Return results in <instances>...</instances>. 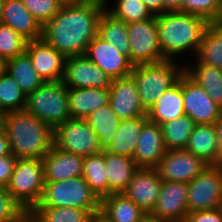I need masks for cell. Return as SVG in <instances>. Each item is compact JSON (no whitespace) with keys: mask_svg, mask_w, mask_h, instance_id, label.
<instances>
[{"mask_svg":"<svg viewBox=\"0 0 222 222\" xmlns=\"http://www.w3.org/2000/svg\"><path fill=\"white\" fill-rule=\"evenodd\" d=\"M105 9L90 0L65 2L58 14L42 27V40L66 58L85 55L89 43L98 35Z\"/></svg>","mask_w":222,"mask_h":222,"instance_id":"6da1fadb","label":"cell"},{"mask_svg":"<svg viewBox=\"0 0 222 222\" xmlns=\"http://www.w3.org/2000/svg\"><path fill=\"white\" fill-rule=\"evenodd\" d=\"M3 130L17 159H43L54 146V129L26 110L6 113Z\"/></svg>","mask_w":222,"mask_h":222,"instance_id":"7a4b0ae2","label":"cell"},{"mask_svg":"<svg viewBox=\"0 0 222 222\" xmlns=\"http://www.w3.org/2000/svg\"><path fill=\"white\" fill-rule=\"evenodd\" d=\"M159 43L166 60L188 51L195 55L200 48L209 21L201 16L180 11L163 12L156 15Z\"/></svg>","mask_w":222,"mask_h":222,"instance_id":"3957f363","label":"cell"},{"mask_svg":"<svg viewBox=\"0 0 222 222\" xmlns=\"http://www.w3.org/2000/svg\"><path fill=\"white\" fill-rule=\"evenodd\" d=\"M184 73L175 60L134 65L131 77L135 80L143 108L148 111L164 92Z\"/></svg>","mask_w":222,"mask_h":222,"instance_id":"277c9868","label":"cell"},{"mask_svg":"<svg viewBox=\"0 0 222 222\" xmlns=\"http://www.w3.org/2000/svg\"><path fill=\"white\" fill-rule=\"evenodd\" d=\"M24 110L55 129L71 118L68 88L62 81H45L26 95Z\"/></svg>","mask_w":222,"mask_h":222,"instance_id":"5b68a950","label":"cell"},{"mask_svg":"<svg viewBox=\"0 0 222 222\" xmlns=\"http://www.w3.org/2000/svg\"><path fill=\"white\" fill-rule=\"evenodd\" d=\"M35 207H72L100 212V199L82 176L45 183L39 203Z\"/></svg>","mask_w":222,"mask_h":222,"instance_id":"8992f818","label":"cell"},{"mask_svg":"<svg viewBox=\"0 0 222 222\" xmlns=\"http://www.w3.org/2000/svg\"><path fill=\"white\" fill-rule=\"evenodd\" d=\"M44 184L42 159H17L6 188L29 213L39 203Z\"/></svg>","mask_w":222,"mask_h":222,"instance_id":"52a82bcc","label":"cell"},{"mask_svg":"<svg viewBox=\"0 0 222 222\" xmlns=\"http://www.w3.org/2000/svg\"><path fill=\"white\" fill-rule=\"evenodd\" d=\"M129 60L133 65L166 60L159 43L156 15L150 19L127 24Z\"/></svg>","mask_w":222,"mask_h":222,"instance_id":"ba28073f","label":"cell"},{"mask_svg":"<svg viewBox=\"0 0 222 222\" xmlns=\"http://www.w3.org/2000/svg\"><path fill=\"white\" fill-rule=\"evenodd\" d=\"M54 146L82 157L100 152L99 137L81 118H70L54 129Z\"/></svg>","mask_w":222,"mask_h":222,"instance_id":"9c48e42d","label":"cell"},{"mask_svg":"<svg viewBox=\"0 0 222 222\" xmlns=\"http://www.w3.org/2000/svg\"><path fill=\"white\" fill-rule=\"evenodd\" d=\"M188 212L222 207V170L209 165L188 183Z\"/></svg>","mask_w":222,"mask_h":222,"instance_id":"30bf717a","label":"cell"},{"mask_svg":"<svg viewBox=\"0 0 222 222\" xmlns=\"http://www.w3.org/2000/svg\"><path fill=\"white\" fill-rule=\"evenodd\" d=\"M182 97L184 113L195 124H216L221 118V105L185 73L182 74Z\"/></svg>","mask_w":222,"mask_h":222,"instance_id":"8fae6325","label":"cell"},{"mask_svg":"<svg viewBox=\"0 0 222 222\" xmlns=\"http://www.w3.org/2000/svg\"><path fill=\"white\" fill-rule=\"evenodd\" d=\"M209 165L186 149L167 150L155 167L163 181L189 183Z\"/></svg>","mask_w":222,"mask_h":222,"instance_id":"7c38bea8","label":"cell"},{"mask_svg":"<svg viewBox=\"0 0 222 222\" xmlns=\"http://www.w3.org/2000/svg\"><path fill=\"white\" fill-rule=\"evenodd\" d=\"M85 55L111 80L129 77L134 67L127 55L99 35L89 43Z\"/></svg>","mask_w":222,"mask_h":222,"instance_id":"4fadbf2b","label":"cell"},{"mask_svg":"<svg viewBox=\"0 0 222 222\" xmlns=\"http://www.w3.org/2000/svg\"><path fill=\"white\" fill-rule=\"evenodd\" d=\"M63 84L67 88H110L111 79L86 55L67 57Z\"/></svg>","mask_w":222,"mask_h":222,"instance_id":"5bb4252c","label":"cell"},{"mask_svg":"<svg viewBox=\"0 0 222 222\" xmlns=\"http://www.w3.org/2000/svg\"><path fill=\"white\" fill-rule=\"evenodd\" d=\"M188 183L163 181L159 197L152 216L169 222H185L187 207Z\"/></svg>","mask_w":222,"mask_h":222,"instance_id":"9a60e30c","label":"cell"},{"mask_svg":"<svg viewBox=\"0 0 222 222\" xmlns=\"http://www.w3.org/2000/svg\"><path fill=\"white\" fill-rule=\"evenodd\" d=\"M162 182L155 168H139L123 194L146 213H151L159 197Z\"/></svg>","mask_w":222,"mask_h":222,"instance_id":"2e32d148","label":"cell"},{"mask_svg":"<svg viewBox=\"0 0 222 222\" xmlns=\"http://www.w3.org/2000/svg\"><path fill=\"white\" fill-rule=\"evenodd\" d=\"M109 103L120 120L147 116L135 80L129 76L111 80Z\"/></svg>","mask_w":222,"mask_h":222,"instance_id":"e0dca14e","label":"cell"},{"mask_svg":"<svg viewBox=\"0 0 222 222\" xmlns=\"http://www.w3.org/2000/svg\"><path fill=\"white\" fill-rule=\"evenodd\" d=\"M26 53L44 81H62L66 57L42 39L28 41Z\"/></svg>","mask_w":222,"mask_h":222,"instance_id":"ac0fdd59","label":"cell"},{"mask_svg":"<svg viewBox=\"0 0 222 222\" xmlns=\"http://www.w3.org/2000/svg\"><path fill=\"white\" fill-rule=\"evenodd\" d=\"M166 151L161 125L148 119L137 142L134 161L139 168H155Z\"/></svg>","mask_w":222,"mask_h":222,"instance_id":"d6986e66","label":"cell"},{"mask_svg":"<svg viewBox=\"0 0 222 222\" xmlns=\"http://www.w3.org/2000/svg\"><path fill=\"white\" fill-rule=\"evenodd\" d=\"M45 183L67 180L83 175L84 157L53 146L42 159Z\"/></svg>","mask_w":222,"mask_h":222,"instance_id":"ffe728a7","label":"cell"},{"mask_svg":"<svg viewBox=\"0 0 222 222\" xmlns=\"http://www.w3.org/2000/svg\"><path fill=\"white\" fill-rule=\"evenodd\" d=\"M2 23L12 27L28 41L42 39V26L21 0H5Z\"/></svg>","mask_w":222,"mask_h":222,"instance_id":"44dd1931","label":"cell"},{"mask_svg":"<svg viewBox=\"0 0 222 222\" xmlns=\"http://www.w3.org/2000/svg\"><path fill=\"white\" fill-rule=\"evenodd\" d=\"M110 89L68 88V105L72 118L85 119L89 114L109 104Z\"/></svg>","mask_w":222,"mask_h":222,"instance_id":"7402d4cb","label":"cell"},{"mask_svg":"<svg viewBox=\"0 0 222 222\" xmlns=\"http://www.w3.org/2000/svg\"><path fill=\"white\" fill-rule=\"evenodd\" d=\"M104 161L108 178V195L123 193L139 167L131 157L114 155L106 151H104Z\"/></svg>","mask_w":222,"mask_h":222,"instance_id":"603a6c76","label":"cell"},{"mask_svg":"<svg viewBox=\"0 0 222 222\" xmlns=\"http://www.w3.org/2000/svg\"><path fill=\"white\" fill-rule=\"evenodd\" d=\"M185 115L182 97V75L147 111L148 119L159 125Z\"/></svg>","mask_w":222,"mask_h":222,"instance_id":"cb8c5ba5","label":"cell"},{"mask_svg":"<svg viewBox=\"0 0 222 222\" xmlns=\"http://www.w3.org/2000/svg\"><path fill=\"white\" fill-rule=\"evenodd\" d=\"M147 120L148 116H137L121 120L112 143L106 152L133 158L143 125Z\"/></svg>","mask_w":222,"mask_h":222,"instance_id":"d4e9b609","label":"cell"},{"mask_svg":"<svg viewBox=\"0 0 222 222\" xmlns=\"http://www.w3.org/2000/svg\"><path fill=\"white\" fill-rule=\"evenodd\" d=\"M110 222H140L147 214L123 193L100 199V212Z\"/></svg>","mask_w":222,"mask_h":222,"instance_id":"484cf974","label":"cell"},{"mask_svg":"<svg viewBox=\"0 0 222 222\" xmlns=\"http://www.w3.org/2000/svg\"><path fill=\"white\" fill-rule=\"evenodd\" d=\"M186 150L208 165H218L219 152L215 124H196Z\"/></svg>","mask_w":222,"mask_h":222,"instance_id":"4316f807","label":"cell"},{"mask_svg":"<svg viewBox=\"0 0 222 222\" xmlns=\"http://www.w3.org/2000/svg\"><path fill=\"white\" fill-rule=\"evenodd\" d=\"M85 120L90 128L98 135L100 150L106 151L112 143L121 121L115 114L110 103L96 109L89 114Z\"/></svg>","mask_w":222,"mask_h":222,"instance_id":"83f0119b","label":"cell"},{"mask_svg":"<svg viewBox=\"0 0 222 222\" xmlns=\"http://www.w3.org/2000/svg\"><path fill=\"white\" fill-rule=\"evenodd\" d=\"M196 62L193 68L184 66V73L222 106V69Z\"/></svg>","mask_w":222,"mask_h":222,"instance_id":"f1b7e54d","label":"cell"},{"mask_svg":"<svg viewBox=\"0 0 222 222\" xmlns=\"http://www.w3.org/2000/svg\"><path fill=\"white\" fill-rule=\"evenodd\" d=\"M7 72L26 95L35 91L45 82L33 67L32 60L26 52L8 60Z\"/></svg>","mask_w":222,"mask_h":222,"instance_id":"f546056e","label":"cell"},{"mask_svg":"<svg viewBox=\"0 0 222 222\" xmlns=\"http://www.w3.org/2000/svg\"><path fill=\"white\" fill-rule=\"evenodd\" d=\"M196 56L200 63L222 69V24L209 23Z\"/></svg>","mask_w":222,"mask_h":222,"instance_id":"4dcf8cb0","label":"cell"},{"mask_svg":"<svg viewBox=\"0 0 222 222\" xmlns=\"http://www.w3.org/2000/svg\"><path fill=\"white\" fill-rule=\"evenodd\" d=\"M98 35L129 57L130 46L127 24L123 20L115 18L107 9L102 12L100 17Z\"/></svg>","mask_w":222,"mask_h":222,"instance_id":"1f68e13d","label":"cell"},{"mask_svg":"<svg viewBox=\"0 0 222 222\" xmlns=\"http://www.w3.org/2000/svg\"><path fill=\"white\" fill-rule=\"evenodd\" d=\"M195 125V122L187 115L161 124L166 149H186Z\"/></svg>","mask_w":222,"mask_h":222,"instance_id":"d6a6232c","label":"cell"},{"mask_svg":"<svg viewBox=\"0 0 222 222\" xmlns=\"http://www.w3.org/2000/svg\"><path fill=\"white\" fill-rule=\"evenodd\" d=\"M106 173L104 151L84 157L82 177L99 199L108 196V178Z\"/></svg>","mask_w":222,"mask_h":222,"instance_id":"836d02e7","label":"cell"},{"mask_svg":"<svg viewBox=\"0 0 222 222\" xmlns=\"http://www.w3.org/2000/svg\"><path fill=\"white\" fill-rule=\"evenodd\" d=\"M35 222H91L93 215L72 207H34L29 212Z\"/></svg>","mask_w":222,"mask_h":222,"instance_id":"e575fe53","label":"cell"},{"mask_svg":"<svg viewBox=\"0 0 222 222\" xmlns=\"http://www.w3.org/2000/svg\"><path fill=\"white\" fill-rule=\"evenodd\" d=\"M26 94L7 72L0 78V107L5 112L24 110Z\"/></svg>","mask_w":222,"mask_h":222,"instance_id":"d590c367","label":"cell"},{"mask_svg":"<svg viewBox=\"0 0 222 222\" xmlns=\"http://www.w3.org/2000/svg\"><path fill=\"white\" fill-rule=\"evenodd\" d=\"M116 6L106 7L115 18L123 20L126 24L152 18L154 15L146 7L143 0H117Z\"/></svg>","mask_w":222,"mask_h":222,"instance_id":"8d00e7d4","label":"cell"},{"mask_svg":"<svg viewBox=\"0 0 222 222\" xmlns=\"http://www.w3.org/2000/svg\"><path fill=\"white\" fill-rule=\"evenodd\" d=\"M28 40L12 27L0 23V56L11 60L26 52Z\"/></svg>","mask_w":222,"mask_h":222,"instance_id":"74e56055","label":"cell"},{"mask_svg":"<svg viewBox=\"0 0 222 222\" xmlns=\"http://www.w3.org/2000/svg\"><path fill=\"white\" fill-rule=\"evenodd\" d=\"M28 11L43 27L50 22L60 11L63 0H21Z\"/></svg>","mask_w":222,"mask_h":222,"instance_id":"f35d334b","label":"cell"},{"mask_svg":"<svg viewBox=\"0 0 222 222\" xmlns=\"http://www.w3.org/2000/svg\"><path fill=\"white\" fill-rule=\"evenodd\" d=\"M28 214L7 188L0 186V222H21Z\"/></svg>","mask_w":222,"mask_h":222,"instance_id":"ab89813d","label":"cell"},{"mask_svg":"<svg viewBox=\"0 0 222 222\" xmlns=\"http://www.w3.org/2000/svg\"><path fill=\"white\" fill-rule=\"evenodd\" d=\"M220 0H182V12L194 14L212 22L218 12Z\"/></svg>","mask_w":222,"mask_h":222,"instance_id":"60d3db41","label":"cell"},{"mask_svg":"<svg viewBox=\"0 0 222 222\" xmlns=\"http://www.w3.org/2000/svg\"><path fill=\"white\" fill-rule=\"evenodd\" d=\"M185 222H222V207L190 212Z\"/></svg>","mask_w":222,"mask_h":222,"instance_id":"b9f144b4","label":"cell"},{"mask_svg":"<svg viewBox=\"0 0 222 222\" xmlns=\"http://www.w3.org/2000/svg\"><path fill=\"white\" fill-rule=\"evenodd\" d=\"M17 158L12 154L0 157V186L6 187L13 174Z\"/></svg>","mask_w":222,"mask_h":222,"instance_id":"7bdbcfd3","label":"cell"},{"mask_svg":"<svg viewBox=\"0 0 222 222\" xmlns=\"http://www.w3.org/2000/svg\"><path fill=\"white\" fill-rule=\"evenodd\" d=\"M153 15L163 13V0H143Z\"/></svg>","mask_w":222,"mask_h":222,"instance_id":"ee69618b","label":"cell"},{"mask_svg":"<svg viewBox=\"0 0 222 222\" xmlns=\"http://www.w3.org/2000/svg\"><path fill=\"white\" fill-rule=\"evenodd\" d=\"M182 12V0H163V12Z\"/></svg>","mask_w":222,"mask_h":222,"instance_id":"f6af8a7d","label":"cell"},{"mask_svg":"<svg viewBox=\"0 0 222 222\" xmlns=\"http://www.w3.org/2000/svg\"><path fill=\"white\" fill-rule=\"evenodd\" d=\"M11 154L9 148V141L5 131L0 132V157Z\"/></svg>","mask_w":222,"mask_h":222,"instance_id":"bcb514c9","label":"cell"},{"mask_svg":"<svg viewBox=\"0 0 222 222\" xmlns=\"http://www.w3.org/2000/svg\"><path fill=\"white\" fill-rule=\"evenodd\" d=\"M217 134V147L219 152V163L222 160V115L221 118L215 124Z\"/></svg>","mask_w":222,"mask_h":222,"instance_id":"7dc6e473","label":"cell"},{"mask_svg":"<svg viewBox=\"0 0 222 222\" xmlns=\"http://www.w3.org/2000/svg\"><path fill=\"white\" fill-rule=\"evenodd\" d=\"M8 69V60L0 56V78L7 73Z\"/></svg>","mask_w":222,"mask_h":222,"instance_id":"c3c4849f","label":"cell"},{"mask_svg":"<svg viewBox=\"0 0 222 222\" xmlns=\"http://www.w3.org/2000/svg\"><path fill=\"white\" fill-rule=\"evenodd\" d=\"M140 222H169L167 220H163L160 218H157L155 216H152L150 213H147Z\"/></svg>","mask_w":222,"mask_h":222,"instance_id":"681fc988","label":"cell"},{"mask_svg":"<svg viewBox=\"0 0 222 222\" xmlns=\"http://www.w3.org/2000/svg\"><path fill=\"white\" fill-rule=\"evenodd\" d=\"M212 22L222 24V0L219 1V9L215 19Z\"/></svg>","mask_w":222,"mask_h":222,"instance_id":"f907efd6","label":"cell"},{"mask_svg":"<svg viewBox=\"0 0 222 222\" xmlns=\"http://www.w3.org/2000/svg\"><path fill=\"white\" fill-rule=\"evenodd\" d=\"M91 222H110L104 218L100 213L93 215Z\"/></svg>","mask_w":222,"mask_h":222,"instance_id":"816d5d0a","label":"cell"},{"mask_svg":"<svg viewBox=\"0 0 222 222\" xmlns=\"http://www.w3.org/2000/svg\"><path fill=\"white\" fill-rule=\"evenodd\" d=\"M6 113H0V132L4 129V117Z\"/></svg>","mask_w":222,"mask_h":222,"instance_id":"f5cc1de1","label":"cell"},{"mask_svg":"<svg viewBox=\"0 0 222 222\" xmlns=\"http://www.w3.org/2000/svg\"><path fill=\"white\" fill-rule=\"evenodd\" d=\"M4 3L5 0H0V23H2Z\"/></svg>","mask_w":222,"mask_h":222,"instance_id":"db71d44e","label":"cell"},{"mask_svg":"<svg viewBox=\"0 0 222 222\" xmlns=\"http://www.w3.org/2000/svg\"><path fill=\"white\" fill-rule=\"evenodd\" d=\"M90 1L96 2V3L104 6L105 8L107 7L106 4H107L108 0H90Z\"/></svg>","mask_w":222,"mask_h":222,"instance_id":"11a10c76","label":"cell"},{"mask_svg":"<svg viewBox=\"0 0 222 222\" xmlns=\"http://www.w3.org/2000/svg\"><path fill=\"white\" fill-rule=\"evenodd\" d=\"M21 222H35L28 214Z\"/></svg>","mask_w":222,"mask_h":222,"instance_id":"9f6ffc18","label":"cell"},{"mask_svg":"<svg viewBox=\"0 0 222 222\" xmlns=\"http://www.w3.org/2000/svg\"><path fill=\"white\" fill-rule=\"evenodd\" d=\"M65 2H75V1H80V0H63Z\"/></svg>","mask_w":222,"mask_h":222,"instance_id":"6f0895ef","label":"cell"},{"mask_svg":"<svg viewBox=\"0 0 222 222\" xmlns=\"http://www.w3.org/2000/svg\"><path fill=\"white\" fill-rule=\"evenodd\" d=\"M218 166L221 168L222 170V160L220 161V163L218 164Z\"/></svg>","mask_w":222,"mask_h":222,"instance_id":"680465c9","label":"cell"},{"mask_svg":"<svg viewBox=\"0 0 222 222\" xmlns=\"http://www.w3.org/2000/svg\"><path fill=\"white\" fill-rule=\"evenodd\" d=\"M0 113H5V112L1 109V107H0Z\"/></svg>","mask_w":222,"mask_h":222,"instance_id":"91938a15","label":"cell"}]
</instances>
